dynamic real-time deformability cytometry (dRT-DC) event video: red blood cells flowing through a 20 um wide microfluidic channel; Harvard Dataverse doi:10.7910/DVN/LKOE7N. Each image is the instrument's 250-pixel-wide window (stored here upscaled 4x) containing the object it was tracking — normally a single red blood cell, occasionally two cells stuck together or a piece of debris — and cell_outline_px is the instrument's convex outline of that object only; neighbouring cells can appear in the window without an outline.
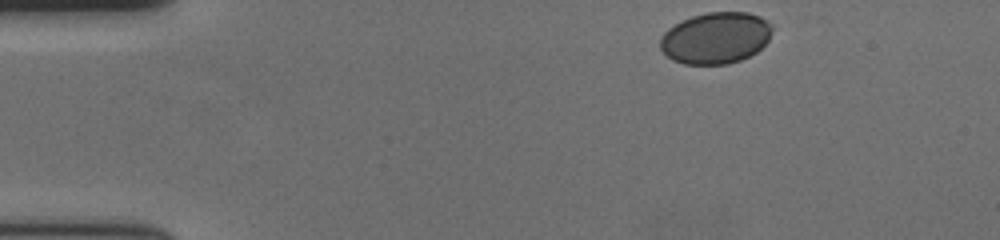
{"species": "human", "species_latin": "Homo sapiens", "temperature_condition": "cold", "stored_images_in_passage": 51, "camera_frame_rate_fps": 3000, "um_per_image_px": 0.085, "donor": {"sex": "female"}, "frame": {"image": 1, "passage_image": 1, "time_ms": 0.0, "image_size_px": [1000, 240], "cell_outline_px": [[772, 28], [768, 40], [756, 52], [740, 60], [728, 64], [684, 64], [672, 60], [660, 48], [660, 36], [668, 28], [692, 16], [708, 12], [748, 12], [760, 16], [772, 24]], "centroid_in_image_um": [60.83, 3.22], "position_along_channel_um": 24.2, "area_um2": 33.52}}
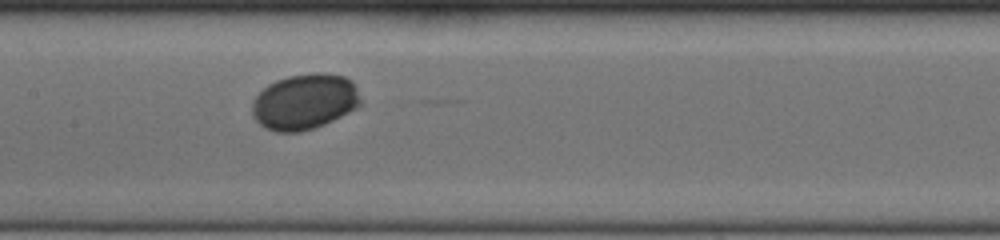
{"frame": {"image": 2, "passage_image": 22, "time_ms": 7.0, "image_size_px": [1000, 240], "cell_outline_px": [[360, 104], [356, 108], [324, 124], [300, 132], [276, 132], [264, 128], [252, 116], [252, 100], [268, 84], [276, 80], [288, 76], [320, 72], [324, 72], [344, 76], [352, 80], [356, 88], [360, 100]], "centroid_in_image_um": [25.86, 8.64], "position_along_channel_um": 181.5, "area_um2": 35.14}}
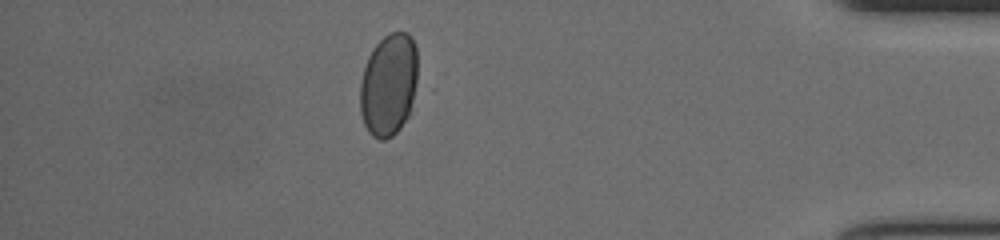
{"frame": {"image": 3, "passage_image": 44, "time_ms": 14.333, "image_size_px": [1000, 240], "cell_outline_px": [[420, 88], [408, 116], [400, 128], [392, 136], [384, 140], [380, 140], [372, 136], [368, 132], [364, 124], [360, 112], [360, 84], [364, 68], [368, 56], [372, 48], [388, 32], [408, 32], [416, 48]], "centroid_in_image_um": [33.08, 7.2], "position_along_channel_um": 402.1, "area_um2": 35.49}, "authors_computed_cell_mechanics": {"area_um2": 34.2754, "velocity_mm_per_s": 3.5766, "shape_relaxation_time_tau1_ms": 6.902, "shape_relaxation_time_tau2_ms": null, "deformation_change_tau1": 0.1404, "deformation_change_tau2": null}}